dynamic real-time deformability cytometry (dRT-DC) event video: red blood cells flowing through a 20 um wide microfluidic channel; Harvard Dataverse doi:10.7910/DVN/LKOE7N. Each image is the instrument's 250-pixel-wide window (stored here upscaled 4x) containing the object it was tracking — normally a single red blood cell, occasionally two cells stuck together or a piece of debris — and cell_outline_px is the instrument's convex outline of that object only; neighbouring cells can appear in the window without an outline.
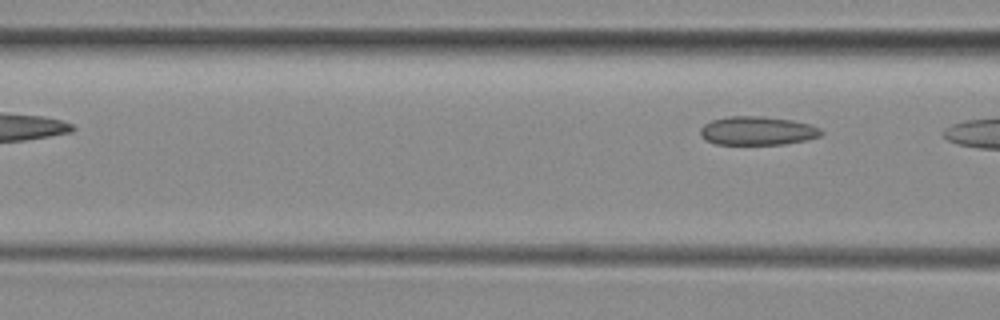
{"species": "common noctule bat (a hibernating species)", "species_latin": "Nyctalus noctula", "temperature_condition": "room temperature", "stored_images_in_passage": 3, "camera_frame_rate_fps": 3000, "um_per_image_px": 0.085, "animal": {"sex": "female", "body_mass_g": 29.2, "forearm_length_mm": 56.3}, "frame": {"image": 1, "passage_image": 3, "time_ms": 3.0, "image_size_px": [1000, 320], "cell_outline_px": [[824, 132], [820, 136], [808, 140], [784, 144], [716, 144], [704, 140], [700, 136], [700, 128], [704, 124], [712, 120], [728, 116], [764, 116], [792, 120], [812, 124], [820, 128]], "centroid_in_image_um": [64.39, 11.11], "position_along_channel_um": 102.2, "area_um2": 20.46}}